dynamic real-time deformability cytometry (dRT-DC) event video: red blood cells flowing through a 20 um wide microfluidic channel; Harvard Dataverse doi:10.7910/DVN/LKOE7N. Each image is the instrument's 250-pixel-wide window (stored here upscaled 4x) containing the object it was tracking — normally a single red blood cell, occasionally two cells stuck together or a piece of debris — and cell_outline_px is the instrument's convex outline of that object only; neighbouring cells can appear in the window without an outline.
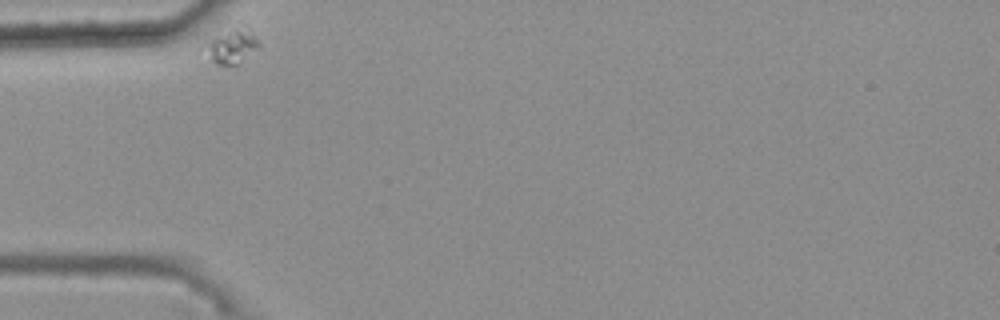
{"species": "common noctule bat (a hibernating species)", "species_latin": "Nyctalus noctula", "temperature_condition": "warm", "stored_images_in_passage": 36, "camera_frame_rate_fps": 3000, "um_per_image_px": 0.085, "animal": {"sex": "female", "body_mass_g": 25.1}, "frame": {"image": 1, "passage_image": 1, "time_ms": 0.0, "image_size_px": [1000, 320], "cell_outline_px": [[260, 48], [240, 64], [216, 64], [196, 48], [204, 40], [240, 20], [256, 36], [260, 44]], "centroid_in_image_um": [19.6, 3.82], "position_along_channel_um": 65.4, "area_um2": 12.54}}
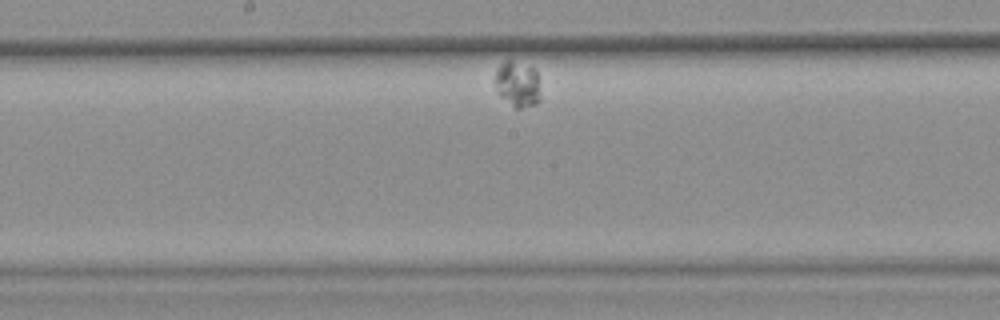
{"frame": {"image": 2, "passage_image": 17, "time_ms": 5.333, "image_size_px": [1000, 320], "cell_outline_px": [[540, 100], [536, 104], [520, 108], [516, 108], [500, 96], [496, 92], [496, 72], [500, 64], [508, 60], [536, 68], [540, 96]], "centroid_in_image_um": [44.01, 7.16], "position_along_channel_um": 204.2, "area_um2": 11.96}}
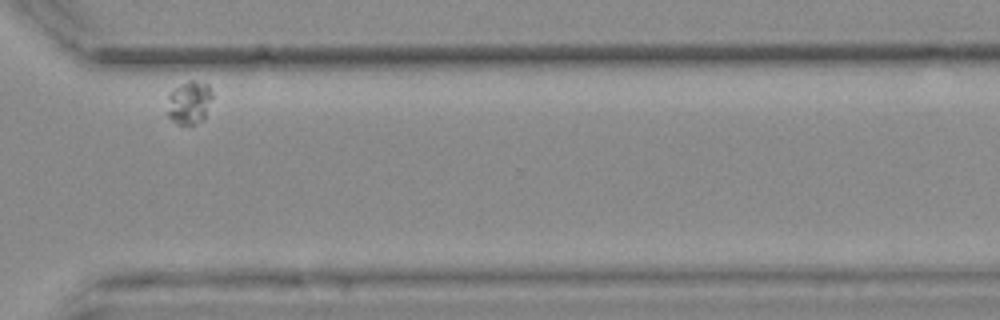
{"frame": {"image": 3, "passage_image": 33, "time_ms": 10.667, "image_size_px": [1000, 320], "cell_outline_px": [[212, 96], [204, 120], [192, 124], [176, 124], [164, 112], [168, 92], [180, 84], [188, 80], [196, 80], [208, 84], [212, 92]], "centroid_in_image_um": [16.02, 8.7], "position_along_channel_um": 354.6, "area_um2": 11.79}}